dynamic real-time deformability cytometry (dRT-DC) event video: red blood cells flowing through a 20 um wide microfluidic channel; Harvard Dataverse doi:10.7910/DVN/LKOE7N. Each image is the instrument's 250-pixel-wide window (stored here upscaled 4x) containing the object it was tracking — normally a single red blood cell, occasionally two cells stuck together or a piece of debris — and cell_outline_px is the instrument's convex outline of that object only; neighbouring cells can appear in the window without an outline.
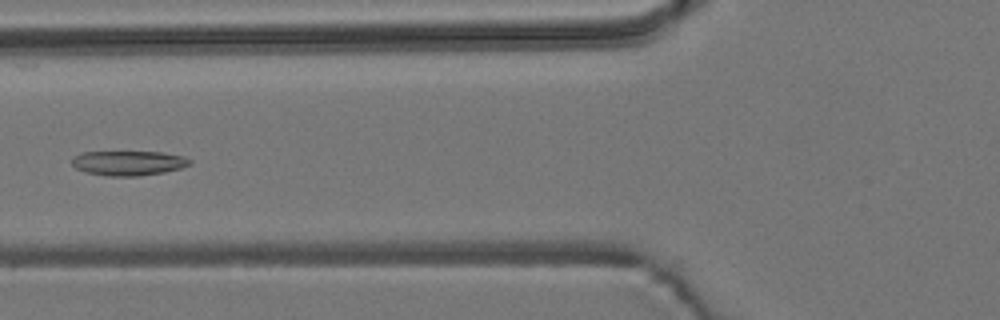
{"species": "common noctule bat (a hibernating species)", "species_latin": "Nyctalus noctula", "temperature_condition": "room temperature", "stored_images_in_passage": 6, "camera_frame_rate_fps": 3000, "um_per_image_px": 0.085, "animal": {"sex": "male", "body_mass_g": 19.2, "forearm_length_mm": 51.8}, "frame": {"image": 1, "passage_image": 6, "time_ms": 5.667, "image_size_px": [1000, 320], "cell_outline_px": [[192, 164], [180, 168], [164, 172], [140, 176], [108, 176], [84, 172], [76, 168], [72, 164], [72, 156], [80, 152], [160, 152], [184, 156], [192, 160]], "centroid_in_image_um": [10.91, 13.86], "position_along_channel_um": 114.9, "area_um2": 17.11}}